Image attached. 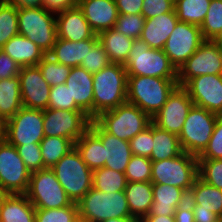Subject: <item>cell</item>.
<instances>
[{"label":"cell","mask_w":222,"mask_h":222,"mask_svg":"<svg viewBox=\"0 0 222 222\" xmlns=\"http://www.w3.org/2000/svg\"><path fill=\"white\" fill-rule=\"evenodd\" d=\"M93 119L127 102V72L123 64L110 63L93 74Z\"/></svg>","instance_id":"obj_1"},{"label":"cell","mask_w":222,"mask_h":222,"mask_svg":"<svg viewBox=\"0 0 222 222\" xmlns=\"http://www.w3.org/2000/svg\"><path fill=\"white\" fill-rule=\"evenodd\" d=\"M177 86V79L127 76V102L153 118Z\"/></svg>","instance_id":"obj_2"},{"label":"cell","mask_w":222,"mask_h":222,"mask_svg":"<svg viewBox=\"0 0 222 222\" xmlns=\"http://www.w3.org/2000/svg\"><path fill=\"white\" fill-rule=\"evenodd\" d=\"M93 120L105 132L128 142L152 123L147 113L128 102L102 112Z\"/></svg>","instance_id":"obj_3"},{"label":"cell","mask_w":222,"mask_h":222,"mask_svg":"<svg viewBox=\"0 0 222 222\" xmlns=\"http://www.w3.org/2000/svg\"><path fill=\"white\" fill-rule=\"evenodd\" d=\"M127 76H150L177 79V70L162 49H153L140 39H134L124 64Z\"/></svg>","instance_id":"obj_4"},{"label":"cell","mask_w":222,"mask_h":222,"mask_svg":"<svg viewBox=\"0 0 222 222\" xmlns=\"http://www.w3.org/2000/svg\"><path fill=\"white\" fill-rule=\"evenodd\" d=\"M77 204L79 218L89 222L132 217L124 191L105 193L91 188Z\"/></svg>","instance_id":"obj_5"},{"label":"cell","mask_w":222,"mask_h":222,"mask_svg":"<svg viewBox=\"0 0 222 222\" xmlns=\"http://www.w3.org/2000/svg\"><path fill=\"white\" fill-rule=\"evenodd\" d=\"M51 169L73 203H78L92 188L93 170L75 147Z\"/></svg>","instance_id":"obj_6"},{"label":"cell","mask_w":222,"mask_h":222,"mask_svg":"<svg viewBox=\"0 0 222 222\" xmlns=\"http://www.w3.org/2000/svg\"><path fill=\"white\" fill-rule=\"evenodd\" d=\"M44 7H18L19 34L48 54L57 39L56 18Z\"/></svg>","instance_id":"obj_7"},{"label":"cell","mask_w":222,"mask_h":222,"mask_svg":"<svg viewBox=\"0 0 222 222\" xmlns=\"http://www.w3.org/2000/svg\"><path fill=\"white\" fill-rule=\"evenodd\" d=\"M218 116L202 107L192 106L178 136L183 152L196 157L204 152L211 139Z\"/></svg>","instance_id":"obj_8"},{"label":"cell","mask_w":222,"mask_h":222,"mask_svg":"<svg viewBox=\"0 0 222 222\" xmlns=\"http://www.w3.org/2000/svg\"><path fill=\"white\" fill-rule=\"evenodd\" d=\"M197 177L198 157L189 153L152 162V183L179 187L189 193Z\"/></svg>","instance_id":"obj_9"},{"label":"cell","mask_w":222,"mask_h":222,"mask_svg":"<svg viewBox=\"0 0 222 222\" xmlns=\"http://www.w3.org/2000/svg\"><path fill=\"white\" fill-rule=\"evenodd\" d=\"M25 195L36 209L63 208L73 204L51 168L30 174Z\"/></svg>","instance_id":"obj_10"},{"label":"cell","mask_w":222,"mask_h":222,"mask_svg":"<svg viewBox=\"0 0 222 222\" xmlns=\"http://www.w3.org/2000/svg\"><path fill=\"white\" fill-rule=\"evenodd\" d=\"M43 110L22 107L4 122V139L17 147L40 143L44 138Z\"/></svg>","instance_id":"obj_11"},{"label":"cell","mask_w":222,"mask_h":222,"mask_svg":"<svg viewBox=\"0 0 222 222\" xmlns=\"http://www.w3.org/2000/svg\"><path fill=\"white\" fill-rule=\"evenodd\" d=\"M202 75H222V49L213 40H204L195 53L177 71L179 86Z\"/></svg>","instance_id":"obj_12"},{"label":"cell","mask_w":222,"mask_h":222,"mask_svg":"<svg viewBox=\"0 0 222 222\" xmlns=\"http://www.w3.org/2000/svg\"><path fill=\"white\" fill-rule=\"evenodd\" d=\"M44 114V137H64L75 143L88 129L91 119L84 111L47 108Z\"/></svg>","instance_id":"obj_13"},{"label":"cell","mask_w":222,"mask_h":222,"mask_svg":"<svg viewBox=\"0 0 222 222\" xmlns=\"http://www.w3.org/2000/svg\"><path fill=\"white\" fill-rule=\"evenodd\" d=\"M30 171L19 156L17 149L5 139L0 142V185L8 194L27 192Z\"/></svg>","instance_id":"obj_14"},{"label":"cell","mask_w":222,"mask_h":222,"mask_svg":"<svg viewBox=\"0 0 222 222\" xmlns=\"http://www.w3.org/2000/svg\"><path fill=\"white\" fill-rule=\"evenodd\" d=\"M203 42L200 26L178 21L163 51L178 71Z\"/></svg>","instance_id":"obj_15"},{"label":"cell","mask_w":222,"mask_h":222,"mask_svg":"<svg viewBox=\"0 0 222 222\" xmlns=\"http://www.w3.org/2000/svg\"><path fill=\"white\" fill-rule=\"evenodd\" d=\"M193 105L187 90L178 85L169 95L167 102L152 118V123L162 130L179 136Z\"/></svg>","instance_id":"obj_16"},{"label":"cell","mask_w":222,"mask_h":222,"mask_svg":"<svg viewBox=\"0 0 222 222\" xmlns=\"http://www.w3.org/2000/svg\"><path fill=\"white\" fill-rule=\"evenodd\" d=\"M184 88L194 105L222 116V75L192 78Z\"/></svg>","instance_id":"obj_17"},{"label":"cell","mask_w":222,"mask_h":222,"mask_svg":"<svg viewBox=\"0 0 222 222\" xmlns=\"http://www.w3.org/2000/svg\"><path fill=\"white\" fill-rule=\"evenodd\" d=\"M18 76L22 106L38 110L49 108L51 86L44 80L39 67H21Z\"/></svg>","instance_id":"obj_18"},{"label":"cell","mask_w":222,"mask_h":222,"mask_svg":"<svg viewBox=\"0 0 222 222\" xmlns=\"http://www.w3.org/2000/svg\"><path fill=\"white\" fill-rule=\"evenodd\" d=\"M89 129L101 140L104 146V167L125 173L133 156L130 143L105 132L94 120Z\"/></svg>","instance_id":"obj_19"},{"label":"cell","mask_w":222,"mask_h":222,"mask_svg":"<svg viewBox=\"0 0 222 222\" xmlns=\"http://www.w3.org/2000/svg\"><path fill=\"white\" fill-rule=\"evenodd\" d=\"M76 4L96 35L114 28L119 15L115 0H77Z\"/></svg>","instance_id":"obj_20"},{"label":"cell","mask_w":222,"mask_h":222,"mask_svg":"<svg viewBox=\"0 0 222 222\" xmlns=\"http://www.w3.org/2000/svg\"><path fill=\"white\" fill-rule=\"evenodd\" d=\"M57 15V38L77 42L91 39L95 35L77 4Z\"/></svg>","instance_id":"obj_21"},{"label":"cell","mask_w":222,"mask_h":222,"mask_svg":"<svg viewBox=\"0 0 222 222\" xmlns=\"http://www.w3.org/2000/svg\"><path fill=\"white\" fill-rule=\"evenodd\" d=\"M75 102L93 120V74L81 66L72 67L65 82Z\"/></svg>","instance_id":"obj_22"},{"label":"cell","mask_w":222,"mask_h":222,"mask_svg":"<svg viewBox=\"0 0 222 222\" xmlns=\"http://www.w3.org/2000/svg\"><path fill=\"white\" fill-rule=\"evenodd\" d=\"M175 10L145 20L139 37L149 48L162 49L178 22Z\"/></svg>","instance_id":"obj_23"},{"label":"cell","mask_w":222,"mask_h":222,"mask_svg":"<svg viewBox=\"0 0 222 222\" xmlns=\"http://www.w3.org/2000/svg\"><path fill=\"white\" fill-rule=\"evenodd\" d=\"M98 42L96 34L91 39L77 42L57 38L48 55L61 64L70 67L80 66L82 60L88 55V51H91Z\"/></svg>","instance_id":"obj_24"},{"label":"cell","mask_w":222,"mask_h":222,"mask_svg":"<svg viewBox=\"0 0 222 222\" xmlns=\"http://www.w3.org/2000/svg\"><path fill=\"white\" fill-rule=\"evenodd\" d=\"M188 201V193L171 185L153 183V204L147 215L174 216L175 210Z\"/></svg>","instance_id":"obj_25"},{"label":"cell","mask_w":222,"mask_h":222,"mask_svg":"<svg viewBox=\"0 0 222 222\" xmlns=\"http://www.w3.org/2000/svg\"><path fill=\"white\" fill-rule=\"evenodd\" d=\"M188 202L193 210H210L222 219V190L199 177L194 181L188 193Z\"/></svg>","instance_id":"obj_26"},{"label":"cell","mask_w":222,"mask_h":222,"mask_svg":"<svg viewBox=\"0 0 222 222\" xmlns=\"http://www.w3.org/2000/svg\"><path fill=\"white\" fill-rule=\"evenodd\" d=\"M20 67L37 66L46 53L23 35L13 36L1 48Z\"/></svg>","instance_id":"obj_27"},{"label":"cell","mask_w":222,"mask_h":222,"mask_svg":"<svg viewBox=\"0 0 222 222\" xmlns=\"http://www.w3.org/2000/svg\"><path fill=\"white\" fill-rule=\"evenodd\" d=\"M124 192L133 218L140 221L150 213L153 204V183L151 181L128 182Z\"/></svg>","instance_id":"obj_28"},{"label":"cell","mask_w":222,"mask_h":222,"mask_svg":"<svg viewBox=\"0 0 222 222\" xmlns=\"http://www.w3.org/2000/svg\"><path fill=\"white\" fill-rule=\"evenodd\" d=\"M35 212L25 194H8L0 207V222H35Z\"/></svg>","instance_id":"obj_29"},{"label":"cell","mask_w":222,"mask_h":222,"mask_svg":"<svg viewBox=\"0 0 222 222\" xmlns=\"http://www.w3.org/2000/svg\"><path fill=\"white\" fill-rule=\"evenodd\" d=\"M99 43L105 49L111 63L125 64L134 39L127 37L114 28L103 31L98 35Z\"/></svg>","instance_id":"obj_30"},{"label":"cell","mask_w":222,"mask_h":222,"mask_svg":"<svg viewBox=\"0 0 222 222\" xmlns=\"http://www.w3.org/2000/svg\"><path fill=\"white\" fill-rule=\"evenodd\" d=\"M22 107L19 76L0 80V120L7 121Z\"/></svg>","instance_id":"obj_31"},{"label":"cell","mask_w":222,"mask_h":222,"mask_svg":"<svg viewBox=\"0 0 222 222\" xmlns=\"http://www.w3.org/2000/svg\"><path fill=\"white\" fill-rule=\"evenodd\" d=\"M152 162L177 157L183 153L179 137L153 124Z\"/></svg>","instance_id":"obj_32"},{"label":"cell","mask_w":222,"mask_h":222,"mask_svg":"<svg viewBox=\"0 0 222 222\" xmlns=\"http://www.w3.org/2000/svg\"><path fill=\"white\" fill-rule=\"evenodd\" d=\"M82 160L91 170L104 167V146L101 140L88 129L75 143Z\"/></svg>","instance_id":"obj_33"},{"label":"cell","mask_w":222,"mask_h":222,"mask_svg":"<svg viewBox=\"0 0 222 222\" xmlns=\"http://www.w3.org/2000/svg\"><path fill=\"white\" fill-rule=\"evenodd\" d=\"M211 0H174V10L180 22L201 26Z\"/></svg>","instance_id":"obj_34"},{"label":"cell","mask_w":222,"mask_h":222,"mask_svg":"<svg viewBox=\"0 0 222 222\" xmlns=\"http://www.w3.org/2000/svg\"><path fill=\"white\" fill-rule=\"evenodd\" d=\"M40 147L44 168H52L74 148V143L64 137H44Z\"/></svg>","instance_id":"obj_35"},{"label":"cell","mask_w":222,"mask_h":222,"mask_svg":"<svg viewBox=\"0 0 222 222\" xmlns=\"http://www.w3.org/2000/svg\"><path fill=\"white\" fill-rule=\"evenodd\" d=\"M128 181L125 173L118 172L106 167L93 170L92 188L101 192L124 191Z\"/></svg>","instance_id":"obj_36"},{"label":"cell","mask_w":222,"mask_h":222,"mask_svg":"<svg viewBox=\"0 0 222 222\" xmlns=\"http://www.w3.org/2000/svg\"><path fill=\"white\" fill-rule=\"evenodd\" d=\"M18 34V7L8 0H0V49Z\"/></svg>","instance_id":"obj_37"},{"label":"cell","mask_w":222,"mask_h":222,"mask_svg":"<svg viewBox=\"0 0 222 222\" xmlns=\"http://www.w3.org/2000/svg\"><path fill=\"white\" fill-rule=\"evenodd\" d=\"M48 85L56 86L64 84L70 74V66L61 64L46 54L37 65Z\"/></svg>","instance_id":"obj_38"},{"label":"cell","mask_w":222,"mask_h":222,"mask_svg":"<svg viewBox=\"0 0 222 222\" xmlns=\"http://www.w3.org/2000/svg\"><path fill=\"white\" fill-rule=\"evenodd\" d=\"M200 29L204 40L214 41L222 34V0H211Z\"/></svg>","instance_id":"obj_39"},{"label":"cell","mask_w":222,"mask_h":222,"mask_svg":"<svg viewBox=\"0 0 222 222\" xmlns=\"http://www.w3.org/2000/svg\"><path fill=\"white\" fill-rule=\"evenodd\" d=\"M79 218L78 204L53 209H36L35 222H76Z\"/></svg>","instance_id":"obj_40"},{"label":"cell","mask_w":222,"mask_h":222,"mask_svg":"<svg viewBox=\"0 0 222 222\" xmlns=\"http://www.w3.org/2000/svg\"><path fill=\"white\" fill-rule=\"evenodd\" d=\"M125 176L128 182H149L152 176L150 158L133 155L127 165Z\"/></svg>","instance_id":"obj_41"},{"label":"cell","mask_w":222,"mask_h":222,"mask_svg":"<svg viewBox=\"0 0 222 222\" xmlns=\"http://www.w3.org/2000/svg\"><path fill=\"white\" fill-rule=\"evenodd\" d=\"M198 177L222 190V159H198Z\"/></svg>","instance_id":"obj_42"},{"label":"cell","mask_w":222,"mask_h":222,"mask_svg":"<svg viewBox=\"0 0 222 222\" xmlns=\"http://www.w3.org/2000/svg\"><path fill=\"white\" fill-rule=\"evenodd\" d=\"M142 14H119L114 29L132 39H139L145 25Z\"/></svg>","instance_id":"obj_43"},{"label":"cell","mask_w":222,"mask_h":222,"mask_svg":"<svg viewBox=\"0 0 222 222\" xmlns=\"http://www.w3.org/2000/svg\"><path fill=\"white\" fill-rule=\"evenodd\" d=\"M49 108L83 111L75 102H71V93L65 83L50 88Z\"/></svg>","instance_id":"obj_44"},{"label":"cell","mask_w":222,"mask_h":222,"mask_svg":"<svg viewBox=\"0 0 222 222\" xmlns=\"http://www.w3.org/2000/svg\"><path fill=\"white\" fill-rule=\"evenodd\" d=\"M16 149L30 173L44 169L40 143L19 145Z\"/></svg>","instance_id":"obj_45"},{"label":"cell","mask_w":222,"mask_h":222,"mask_svg":"<svg viewBox=\"0 0 222 222\" xmlns=\"http://www.w3.org/2000/svg\"><path fill=\"white\" fill-rule=\"evenodd\" d=\"M110 63L105 49L98 42L91 51H88V55L82 60L80 66L94 74L101 71L104 67H107Z\"/></svg>","instance_id":"obj_46"},{"label":"cell","mask_w":222,"mask_h":222,"mask_svg":"<svg viewBox=\"0 0 222 222\" xmlns=\"http://www.w3.org/2000/svg\"><path fill=\"white\" fill-rule=\"evenodd\" d=\"M153 141V123H151L129 141L132 154L150 158Z\"/></svg>","instance_id":"obj_47"},{"label":"cell","mask_w":222,"mask_h":222,"mask_svg":"<svg viewBox=\"0 0 222 222\" xmlns=\"http://www.w3.org/2000/svg\"><path fill=\"white\" fill-rule=\"evenodd\" d=\"M198 159H222V116H218L208 146Z\"/></svg>","instance_id":"obj_48"},{"label":"cell","mask_w":222,"mask_h":222,"mask_svg":"<svg viewBox=\"0 0 222 222\" xmlns=\"http://www.w3.org/2000/svg\"><path fill=\"white\" fill-rule=\"evenodd\" d=\"M174 10V0H144L141 14L145 19Z\"/></svg>","instance_id":"obj_49"},{"label":"cell","mask_w":222,"mask_h":222,"mask_svg":"<svg viewBox=\"0 0 222 222\" xmlns=\"http://www.w3.org/2000/svg\"><path fill=\"white\" fill-rule=\"evenodd\" d=\"M20 68L3 49H0V80L18 76Z\"/></svg>","instance_id":"obj_50"},{"label":"cell","mask_w":222,"mask_h":222,"mask_svg":"<svg viewBox=\"0 0 222 222\" xmlns=\"http://www.w3.org/2000/svg\"><path fill=\"white\" fill-rule=\"evenodd\" d=\"M119 14H141L144 0H115Z\"/></svg>","instance_id":"obj_51"},{"label":"cell","mask_w":222,"mask_h":222,"mask_svg":"<svg viewBox=\"0 0 222 222\" xmlns=\"http://www.w3.org/2000/svg\"><path fill=\"white\" fill-rule=\"evenodd\" d=\"M77 0H43V7L57 14L76 5Z\"/></svg>","instance_id":"obj_52"},{"label":"cell","mask_w":222,"mask_h":222,"mask_svg":"<svg viewBox=\"0 0 222 222\" xmlns=\"http://www.w3.org/2000/svg\"><path fill=\"white\" fill-rule=\"evenodd\" d=\"M175 222H195L191 204L187 201L175 210Z\"/></svg>","instance_id":"obj_53"},{"label":"cell","mask_w":222,"mask_h":222,"mask_svg":"<svg viewBox=\"0 0 222 222\" xmlns=\"http://www.w3.org/2000/svg\"><path fill=\"white\" fill-rule=\"evenodd\" d=\"M195 222H218L221 218L210 210H193Z\"/></svg>","instance_id":"obj_54"},{"label":"cell","mask_w":222,"mask_h":222,"mask_svg":"<svg viewBox=\"0 0 222 222\" xmlns=\"http://www.w3.org/2000/svg\"><path fill=\"white\" fill-rule=\"evenodd\" d=\"M17 7H43V0H8Z\"/></svg>","instance_id":"obj_55"},{"label":"cell","mask_w":222,"mask_h":222,"mask_svg":"<svg viewBox=\"0 0 222 222\" xmlns=\"http://www.w3.org/2000/svg\"><path fill=\"white\" fill-rule=\"evenodd\" d=\"M139 222H175V217L165 215H146Z\"/></svg>","instance_id":"obj_56"},{"label":"cell","mask_w":222,"mask_h":222,"mask_svg":"<svg viewBox=\"0 0 222 222\" xmlns=\"http://www.w3.org/2000/svg\"><path fill=\"white\" fill-rule=\"evenodd\" d=\"M102 222H139V221L133 217H126V218H110Z\"/></svg>","instance_id":"obj_57"},{"label":"cell","mask_w":222,"mask_h":222,"mask_svg":"<svg viewBox=\"0 0 222 222\" xmlns=\"http://www.w3.org/2000/svg\"><path fill=\"white\" fill-rule=\"evenodd\" d=\"M8 195V193L2 188L0 185V207L4 198Z\"/></svg>","instance_id":"obj_58"},{"label":"cell","mask_w":222,"mask_h":222,"mask_svg":"<svg viewBox=\"0 0 222 222\" xmlns=\"http://www.w3.org/2000/svg\"><path fill=\"white\" fill-rule=\"evenodd\" d=\"M4 139V122L0 120V142Z\"/></svg>","instance_id":"obj_59"},{"label":"cell","mask_w":222,"mask_h":222,"mask_svg":"<svg viewBox=\"0 0 222 222\" xmlns=\"http://www.w3.org/2000/svg\"><path fill=\"white\" fill-rule=\"evenodd\" d=\"M222 49V34L214 40Z\"/></svg>","instance_id":"obj_60"},{"label":"cell","mask_w":222,"mask_h":222,"mask_svg":"<svg viewBox=\"0 0 222 222\" xmlns=\"http://www.w3.org/2000/svg\"><path fill=\"white\" fill-rule=\"evenodd\" d=\"M76 222H89V221H86V220H83L81 218H78V220Z\"/></svg>","instance_id":"obj_61"}]
</instances>
